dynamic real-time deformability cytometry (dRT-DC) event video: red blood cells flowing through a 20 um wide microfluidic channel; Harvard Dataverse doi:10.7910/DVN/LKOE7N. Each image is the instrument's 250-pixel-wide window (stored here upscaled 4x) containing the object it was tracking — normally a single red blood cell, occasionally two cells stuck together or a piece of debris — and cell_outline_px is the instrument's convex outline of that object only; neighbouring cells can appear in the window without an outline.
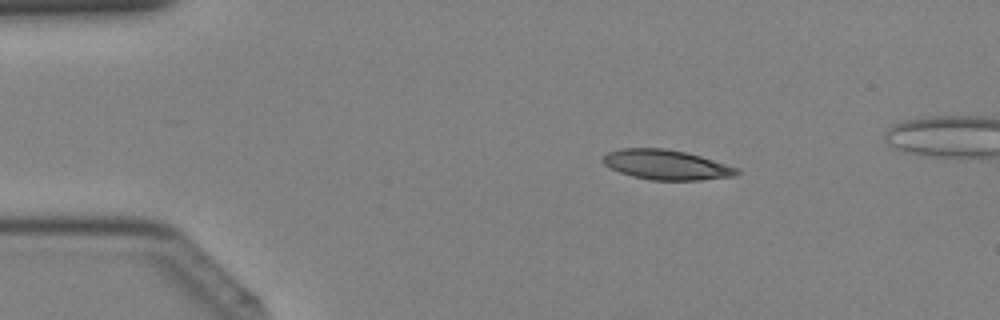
{"species": "Egyptian fruit bat (a non-hibernating species)", "species_latin": "Rousettus aegyptiacus", "temperature_condition": "cold", "stored_images_in_passage": 4, "camera_frame_rate_fps": 3000, "um_per_image_px": 0.085, "animal": {"sex": "female"}, "frame": {"image": 1, "passage_image": 2, "time_ms": 0.333, "image_size_px": [1000, 320], "cell_outline_px": [[740, 172], [736, 176], [700, 180], [652, 180], [632, 176], [620, 172], [604, 164], [600, 160], [608, 152], [620, 148], [664, 148], [684, 152], [700, 156], [740, 168]], "centroid_in_image_um": [56.65, 14.0], "position_along_channel_um": 28.3, "area_um2": 23.29}}